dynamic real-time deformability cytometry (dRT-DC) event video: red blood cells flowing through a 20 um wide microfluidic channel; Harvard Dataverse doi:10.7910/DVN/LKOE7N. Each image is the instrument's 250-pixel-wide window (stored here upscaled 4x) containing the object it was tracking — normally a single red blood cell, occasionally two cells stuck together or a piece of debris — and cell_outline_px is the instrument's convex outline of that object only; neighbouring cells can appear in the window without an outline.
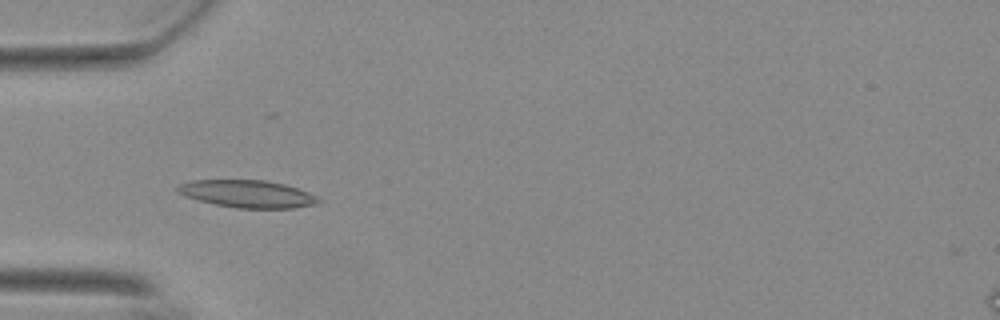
{"species": "Egyptian fruit bat (a non-hibernating species)", "species_latin": "Rousettus aegyptiacus", "temperature_condition": "warm", "stored_images_in_passage": 57, "camera_frame_rate_fps": 3000, "um_per_image_px": 0.085, "animal": {"sex": "female"}, "frame": {"image": 1, "passage_image": 19, "time_ms": 6.0, "image_size_px": [1000, 320], "cell_outline_px": [[324, 200], [316, 204], [292, 208], [236, 208], [216, 204], [184, 196], [176, 192], [176, 188], [180, 184], [192, 180], [264, 180], [284, 184], [308, 192]], "centroid_in_image_um": [21.04, 16.48], "position_along_channel_um": 64.0, "area_um2": 22.43}}
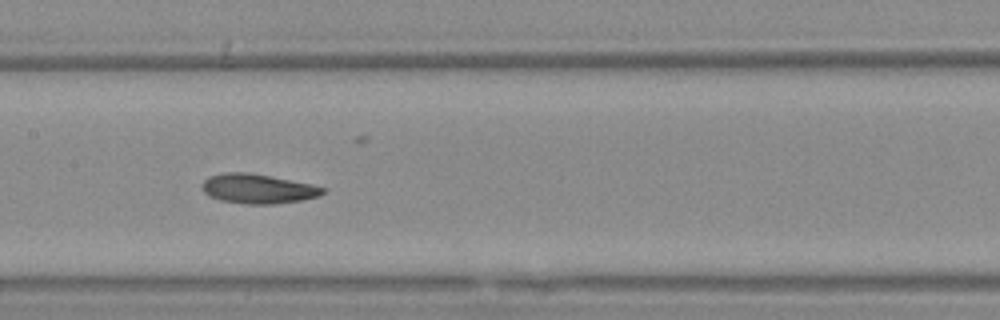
{"frame": {"image": 2, "passage_image": 29, "time_ms": 9.333, "image_size_px": [1000, 320], "cell_outline_px": [[328, 188], [320, 196], [304, 200], [272, 204], [248, 204], [220, 200], [208, 196], [200, 188], [204, 180], [208, 176], [224, 172], [248, 172], [312, 184]], "centroid_in_image_um": [21.92, 16.04], "position_along_channel_um": 185.5, "area_um2": 20.98}}
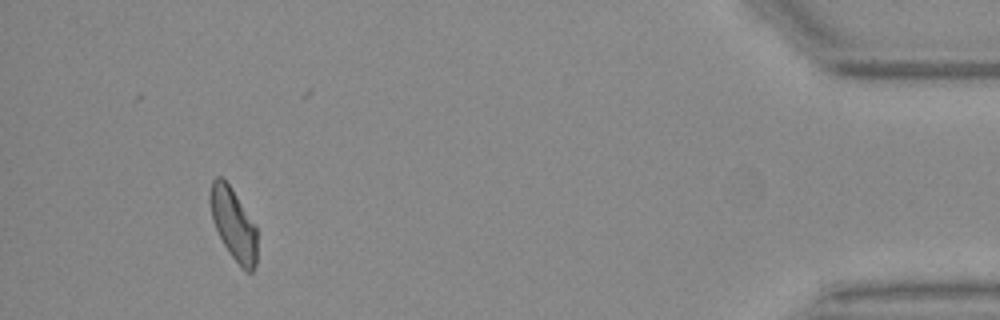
{"frame": {"image": 3, "passage_image": 53, "time_ms": 17.333, "image_size_px": [1000, 320], "cell_outline_px": [[256, 264], [252, 272], [244, 272], [228, 252], [212, 220], [208, 200], [208, 196], [212, 180], [216, 176], [220, 176], [228, 184], [256, 224]], "centroid_in_image_um": [19.83, 19.06], "position_along_channel_um": 415.4, "area_um2": 19.77}, "authors_computed_cell_mechanics": {"area_um2": 20.7502, "velocity_mm_per_s": 3.6928, "shape_relaxation_time_tau1_ms": null, "shape_relaxation_time_tau2_ms": 3.9846, "deformation_change_tau1": null, "deformation_change_tau2": 0.11}}